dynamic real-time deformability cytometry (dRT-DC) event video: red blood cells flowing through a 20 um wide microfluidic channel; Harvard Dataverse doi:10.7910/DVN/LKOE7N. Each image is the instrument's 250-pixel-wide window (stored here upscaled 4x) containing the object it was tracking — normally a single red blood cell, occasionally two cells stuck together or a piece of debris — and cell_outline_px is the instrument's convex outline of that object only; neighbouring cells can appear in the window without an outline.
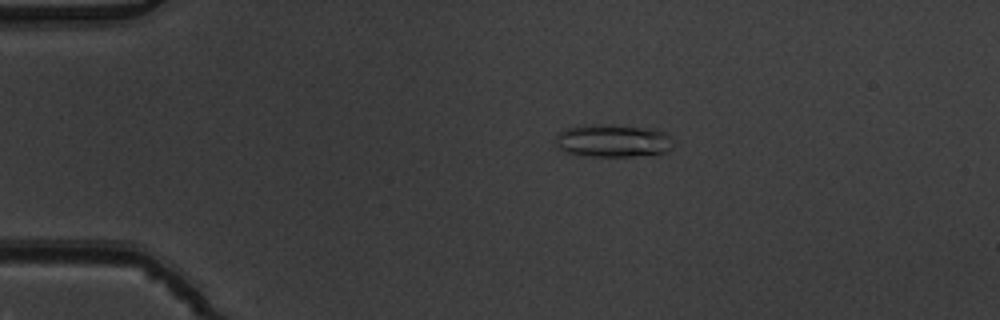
{"species": "common noctule bat (a hibernating species)", "species_latin": "Nyctalus noctula", "temperature_condition": "warm", "stored_images_in_passage": 5, "camera_frame_rate_fps": 3000, "um_per_image_px": 0.085, "animal": {"sex": "male", "body_mass_g": 19.5, "forearm_length_mm": 54.6}, "frame": {"image": 1, "passage_image": 2, "time_ms": 0.333, "image_size_px": [1000, 320], "cell_outline_px": [[672, 148], [668, 152], [632, 156], [592, 156], [568, 152], [560, 148], [556, 144], [556, 136], [564, 128], [584, 124], [612, 124], [664, 132], [668, 136]], "centroid_in_image_um": [52.03, 11.95], "position_along_channel_um": 33.0, "area_um2": 22.08}}
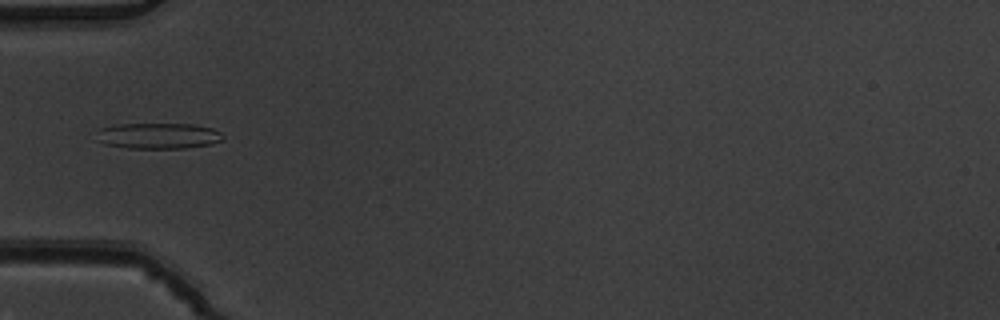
{"frame": {"image": 2, "passage_image": 4, "time_ms": 1.0, "image_size_px": [1000, 320], "cell_outline_px": [[224, 140], [212, 144], [184, 148], [128, 148], [104, 144], [92, 140], [100, 128], [120, 124], [196, 124], [212, 128], [220, 132], [224, 136]], "centroid_in_image_um": [13.43, 11.55], "position_along_channel_um": 71.6, "area_um2": 19.36}}